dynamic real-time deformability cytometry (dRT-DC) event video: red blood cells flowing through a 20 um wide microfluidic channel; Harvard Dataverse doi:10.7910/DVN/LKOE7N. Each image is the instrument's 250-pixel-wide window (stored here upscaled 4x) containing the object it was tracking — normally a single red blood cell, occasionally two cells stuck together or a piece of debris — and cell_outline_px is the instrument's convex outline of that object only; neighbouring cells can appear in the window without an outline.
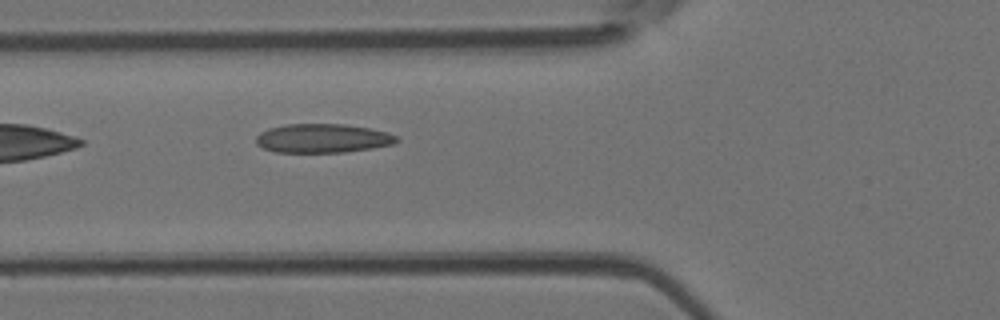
{"species": "Egyptian fruit bat (a non-hibernating species)", "species_latin": "Rousettus aegyptiacus", "temperature_condition": "room temperature", "stored_images_in_passage": 5, "camera_frame_rate_fps": 3000, "um_per_image_px": 0.085, "animal": {"sex": "female"}, "frame": {"image": 1, "passage_image": 5, "time_ms": 1.333, "image_size_px": [1000, 320], "cell_outline_px": [[400, 140], [392, 144], [372, 148], [344, 152], [276, 152], [264, 148], [256, 144], [256, 136], [260, 132], [268, 128], [288, 124], [344, 124], [368, 128], [388, 132], [396, 136]], "centroid_in_image_um": [27.41, 11.75], "position_along_channel_um": 98.4, "area_um2": 23.64}}